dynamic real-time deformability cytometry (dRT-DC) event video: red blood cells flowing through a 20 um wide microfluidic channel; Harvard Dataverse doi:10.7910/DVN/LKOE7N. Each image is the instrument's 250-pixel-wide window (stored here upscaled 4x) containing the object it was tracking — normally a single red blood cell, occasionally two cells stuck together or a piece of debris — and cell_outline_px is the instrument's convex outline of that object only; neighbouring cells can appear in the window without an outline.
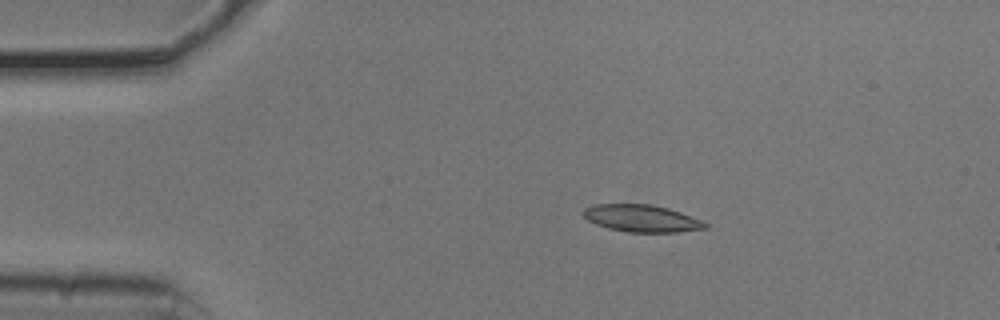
{"species": "common noctule bat (a hibernating species)", "species_latin": "Nyctalus noctula", "temperature_condition": "cold", "stored_images_in_passage": 7, "camera_frame_rate_fps": 3000, "um_per_image_px": 0.085, "animal": {"sex": "male", "body_mass_g": 20.5, "forearm_length_mm": 52.5}, "frame": {"image": 1, "passage_image": 1, "time_ms": 0.0, "image_size_px": [1000, 320], "cell_outline_px": [[708, 228], [676, 232], [628, 232], [608, 228], [596, 224], [588, 220], [580, 212], [584, 208], [592, 204], [652, 204], [668, 208], [680, 212], [700, 220], [708, 224]], "centroid_in_image_um": [54.5, 18.55], "position_along_channel_um": 30.5, "area_um2": 19.31}}